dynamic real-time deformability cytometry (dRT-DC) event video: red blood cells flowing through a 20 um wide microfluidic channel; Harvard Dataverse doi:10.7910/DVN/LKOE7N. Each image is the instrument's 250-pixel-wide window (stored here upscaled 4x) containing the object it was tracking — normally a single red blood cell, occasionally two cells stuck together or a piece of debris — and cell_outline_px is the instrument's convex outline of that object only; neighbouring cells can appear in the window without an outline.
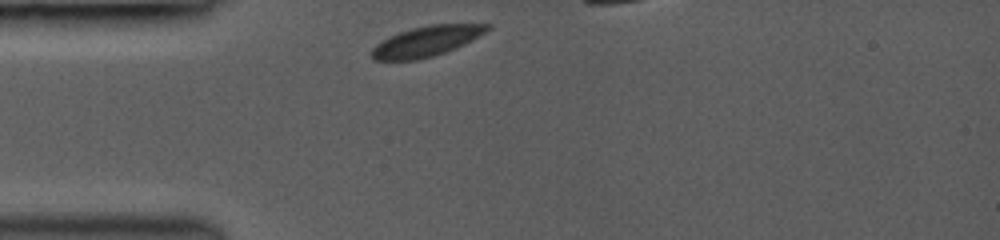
{"species": "common noctule bat (a hibernating species)", "species_latin": "Nyctalus noctula", "temperature_condition": "room temperature", "stored_images_in_passage": 6, "camera_frame_rate_fps": 3000, "um_per_image_px": 0.085, "animal": {"sex": "female", "body_mass_g": 19.0, "forearm_length_mm": 53.3}, "frame": {"image": 1, "passage_image": 1, "time_ms": 0.0, "image_size_px": [1000, 240], "cell_outline_px": [[492, 28], [472, 40], [456, 48], [432, 56], [416, 60], [376, 60], [372, 56], [372, 48], [376, 44], [388, 36], [412, 28], [428, 24], [492, 24]], "centroid_in_image_um": [36.27, 3.49], "position_along_channel_um": 48.7, "area_um2": 20.29}}
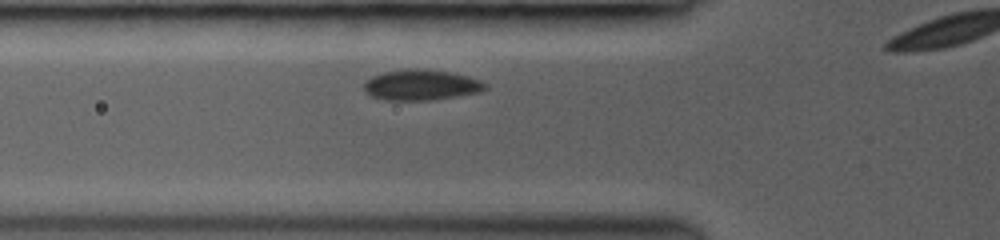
{"frame": {"image": 2, "passage_image": 3, "time_ms": 1.333, "image_size_px": [1000, 240], "cell_outline_px": [[488, 88], [480, 92], [432, 100], [384, 100], [372, 96], [364, 92], [364, 80], [372, 76], [384, 72], [408, 68], [416, 68], [452, 72], [468, 76], [480, 80], [488, 84]], "centroid_in_image_um": [35.79, 7.22], "position_along_channel_um": 90.0, "area_um2": 21.85}}
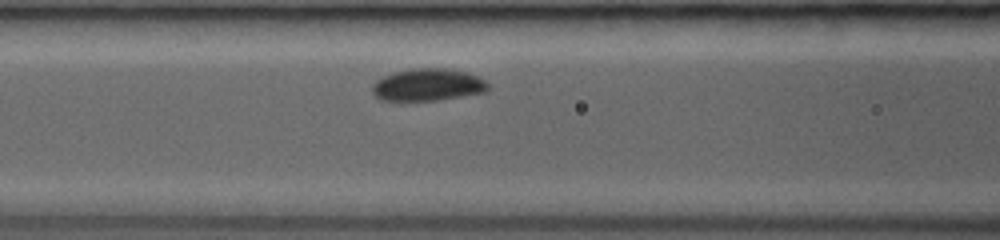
{"frame": {"image": 3, "passage_image": 5, "time_ms": 2.333, "image_size_px": [1000, 240], "cell_outline_px": [[488, 88], [484, 92], [436, 100], [380, 100], [372, 92], [372, 84], [376, 80], [392, 72], [412, 68], [452, 68], [468, 72], [484, 80], [488, 84]], "centroid_in_image_um": [36.34, 7.19], "position_along_channel_um": 130.3, "area_um2": 21.73}}